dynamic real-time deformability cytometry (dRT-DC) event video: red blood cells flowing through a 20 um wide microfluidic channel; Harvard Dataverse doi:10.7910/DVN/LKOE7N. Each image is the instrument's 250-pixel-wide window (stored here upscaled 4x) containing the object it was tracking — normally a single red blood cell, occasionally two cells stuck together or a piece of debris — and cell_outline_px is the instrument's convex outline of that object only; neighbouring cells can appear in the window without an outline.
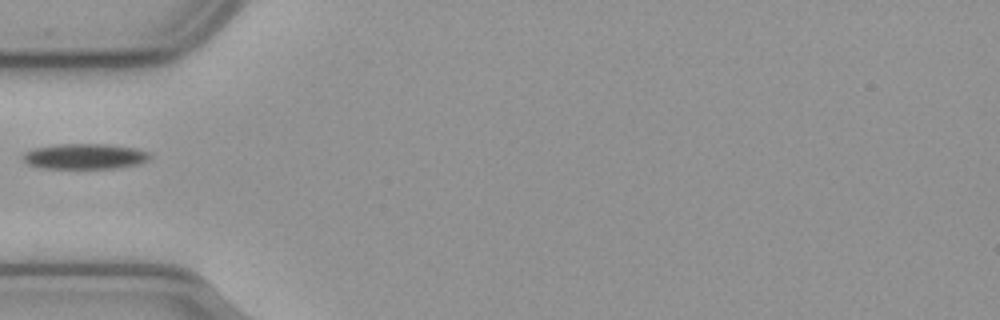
{"species": "common noctule bat (a hibernating species)", "species_latin": "Nyctalus noctula", "temperature_condition": "cold", "stored_images_in_passage": 39, "camera_frame_rate_fps": 3000, "um_per_image_px": 0.085, "animal": {"sex": "male", "body_mass_g": 23.1, "forearm_length_mm": 52.7}, "frame": {"image": 1, "passage_image": 1, "time_ms": 0.0, "image_size_px": [1000, 320], "cell_outline_px": [[148, 156], [144, 160], [136, 164], [112, 168], [44, 168], [28, 164], [24, 160], [24, 152], [36, 148], [56, 144], [104, 144], [132, 148], [148, 152]], "centroid_in_image_um": [7.13, 13.29], "position_along_channel_um": 77.9, "area_um2": 18.21}}